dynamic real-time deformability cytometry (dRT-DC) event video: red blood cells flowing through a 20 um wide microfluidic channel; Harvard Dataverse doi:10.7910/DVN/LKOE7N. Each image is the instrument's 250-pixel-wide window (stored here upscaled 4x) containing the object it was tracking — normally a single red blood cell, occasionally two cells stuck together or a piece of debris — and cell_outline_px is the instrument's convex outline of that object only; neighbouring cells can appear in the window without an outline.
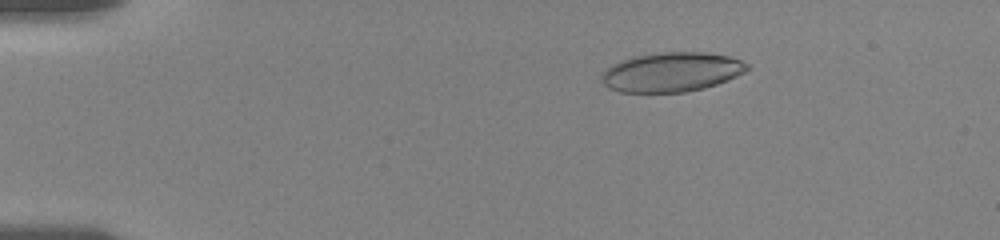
{"species": "human", "species_latin": "Homo sapiens", "temperature_condition": "room temperature", "stored_images_in_passage": 28, "camera_frame_rate_fps": 3000, "um_per_image_px": 0.085, "donor": {"sex": "female"}, "frame": {"image": 1, "passage_image": 4, "time_ms": 1.333, "image_size_px": [1000, 240], "cell_outline_px": [[748, 68], [744, 72], [728, 80], [704, 88], [684, 92], [620, 92], [608, 88], [600, 80], [600, 76], [612, 64], [620, 60], [636, 56], [660, 52], [708, 52], [728, 56], [740, 60], [748, 64]], "centroid_in_image_um": [57.07, 6.12], "position_along_channel_um": 27.9, "area_um2": 33.41}}
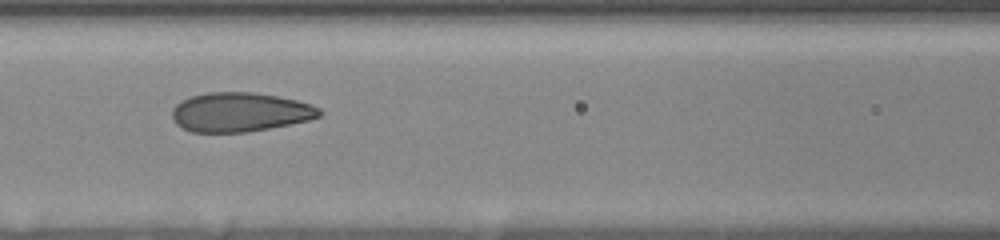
{"frame": {"image": 2, "passage_image": 23, "time_ms": 6.667, "image_size_px": [1000, 240], "cell_outline_px": [[324, 112], [320, 116], [308, 120], [292, 124], [248, 132], [192, 132], [176, 124], [172, 120], [172, 108], [176, 104], [192, 96], [208, 92], [252, 92], [276, 96], [296, 100], [312, 104], [320, 108]], "centroid_in_image_um": [20.42, 9.53], "position_along_channel_um": 146.2, "area_um2": 33.76}}
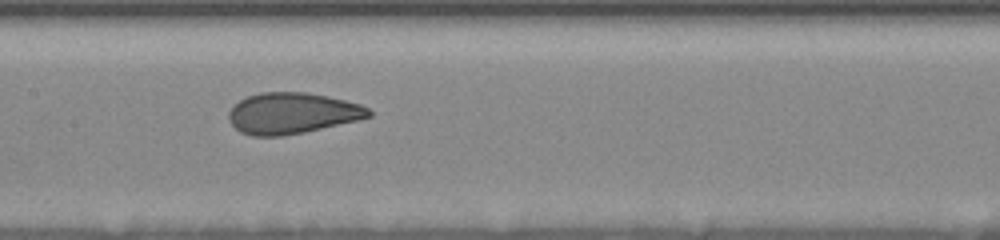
{"frame": {"image": 3, "passage_image": 27, "time_ms": 7.667, "image_size_px": [1000, 240], "cell_outline_px": [[372, 116], [360, 120], [304, 132], [284, 136], [252, 136], [240, 132], [232, 124], [228, 116], [228, 112], [240, 100], [248, 96], [260, 92], [308, 92], [328, 96], [360, 104], [368, 108], [372, 112]], "centroid_in_image_um": [24.86, 9.63], "position_along_channel_um": 182.5, "area_um2": 33.58}}